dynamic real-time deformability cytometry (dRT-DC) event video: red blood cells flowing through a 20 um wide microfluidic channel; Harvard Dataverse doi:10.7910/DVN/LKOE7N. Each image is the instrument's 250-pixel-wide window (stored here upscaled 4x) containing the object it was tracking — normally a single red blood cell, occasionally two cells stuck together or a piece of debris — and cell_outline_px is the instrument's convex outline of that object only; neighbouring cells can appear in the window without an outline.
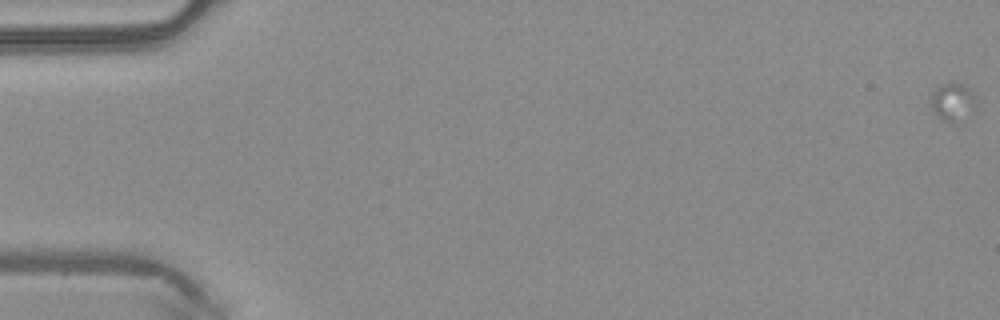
{"species": "common noctule bat (a hibernating species)", "species_latin": "Nyctalus noctula", "temperature_condition": "warm", "stored_images_in_passage": 18, "camera_frame_rate_fps": 3000, "um_per_image_px": 0.085, "animal": {"sex": "male", "body_mass_g": 20.4}, "frame": {"image": 1, "passage_image": 1, "time_ms": 0.0, "image_size_px": [1000, 320], "cell_outline_px": [[976, 104], [952, 124], [948, 124], [940, 120], [928, 108], [928, 100], [932, 92], [936, 88], [952, 80], [964, 84], [968, 88]], "centroid_in_image_um": [80.81, 8.64], "position_along_channel_um": 4.2, "area_um2": 10.06}}